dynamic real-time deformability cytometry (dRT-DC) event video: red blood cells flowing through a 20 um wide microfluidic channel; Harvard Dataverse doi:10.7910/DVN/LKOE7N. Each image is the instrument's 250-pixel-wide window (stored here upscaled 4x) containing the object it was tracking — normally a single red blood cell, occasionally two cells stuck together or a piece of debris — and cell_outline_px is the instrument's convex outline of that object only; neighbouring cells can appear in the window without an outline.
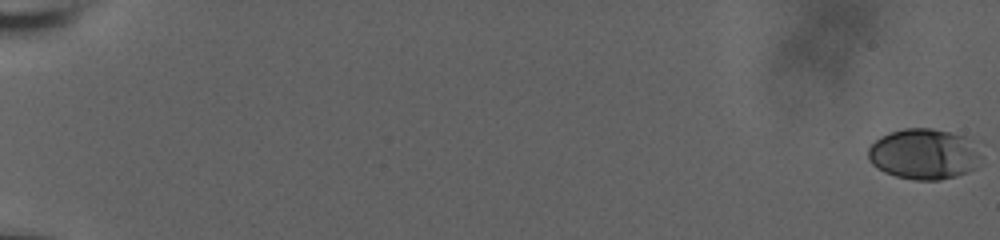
{"species": "human", "species_latin": "Homo sapiens", "temperature_condition": "room temperature", "stored_images_in_passage": 61, "camera_frame_rate_fps": 3000, "um_per_image_px": 0.085, "donor": {"sex": "male"}, "frame": {"image": 1, "passage_image": 1, "time_ms": 0.0, "image_size_px": [1000, 240], "cell_outline_px": [[980, 156], [976, 168], [956, 176], [940, 180], [916, 180], [896, 176], [884, 172], [872, 164], [868, 160], [868, 148], [880, 136], [888, 132], [904, 128], [932, 128], [964, 136]], "centroid_in_image_um": [78.46, 13.1], "position_along_channel_um": 6.5, "area_um2": 33.0}}
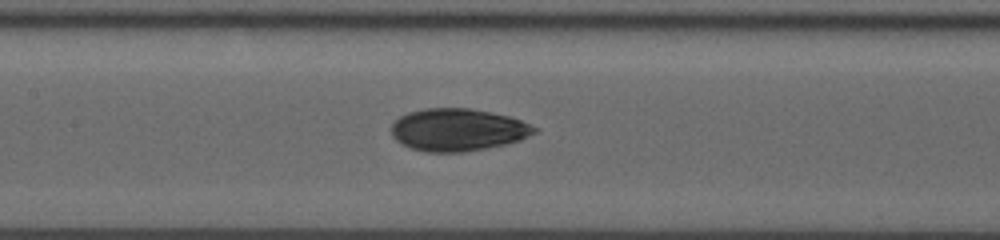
{"frame": {"image": 2, "passage_image": 33, "time_ms": 10.667, "image_size_px": [1000, 240], "cell_outline_px": [[536, 132], [520, 140], [504, 144], [464, 152], [424, 152], [412, 148], [396, 140], [392, 136], [392, 124], [400, 116], [408, 112], [424, 108], [468, 108], [492, 112], [508, 116], [520, 120], [536, 128]], "centroid_in_image_um": [38.89, 11.02], "position_along_channel_um": 168.5, "area_um2": 35.08}}
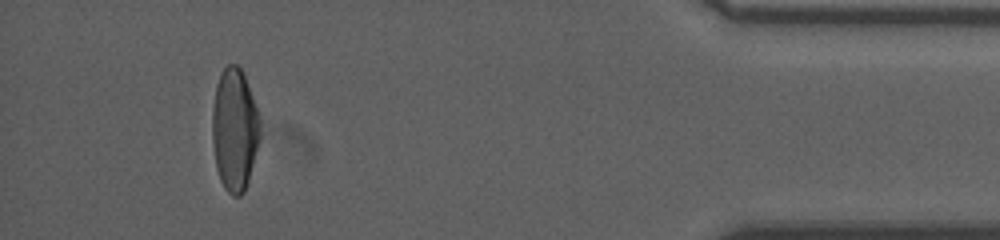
{"frame": {"image": 3, "passage_image": 57, "time_ms": 18.667, "image_size_px": [1000, 240], "cell_outline_px": [[260, 136], [248, 180], [244, 192], [240, 196], [232, 196], [224, 188], [220, 180], [216, 168], [212, 140], [212, 108], [216, 84], [220, 72], [228, 64], [236, 64], [240, 68], [244, 76], [260, 116]], "centroid_in_image_um": [19.92, 11.02], "position_along_channel_um": 415.3, "area_um2": 34.16}, "authors_computed_cell_mechanics": {"area_um2": 34.1598, "velocity_mm_per_s": 3.7328, "shape_relaxation_time_tau1_ms": 7.1031, "shape_relaxation_time_tau2_ms": 2.1759, "deformation_change_tau1": 0.2013, "deformation_change_tau2": 0.0707}}